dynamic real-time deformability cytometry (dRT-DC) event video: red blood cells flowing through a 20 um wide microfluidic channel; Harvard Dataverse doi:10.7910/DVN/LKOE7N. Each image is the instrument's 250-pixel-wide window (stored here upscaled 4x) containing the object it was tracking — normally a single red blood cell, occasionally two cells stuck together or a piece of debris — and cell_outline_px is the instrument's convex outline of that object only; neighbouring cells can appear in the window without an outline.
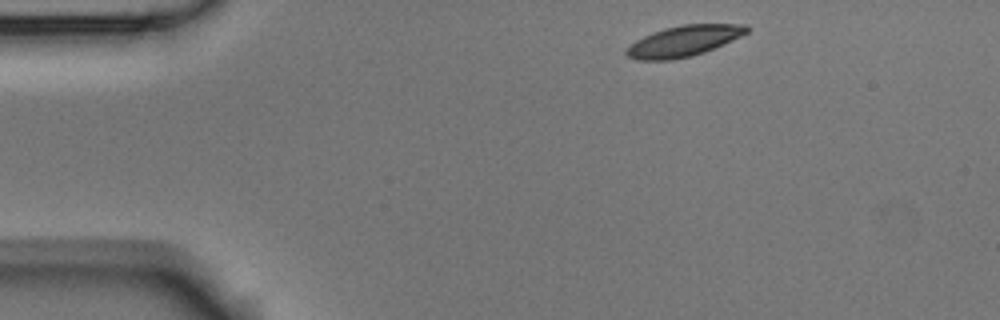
{"species": "Egyptian fruit bat (a non-hibernating species)", "species_latin": "Rousettus aegyptiacus", "temperature_condition": "room temperature", "stored_images_in_passage": 3, "camera_frame_rate_fps": 3000, "um_per_image_px": 0.085, "animal": {"sex": "male"}, "frame": {"image": 1, "passage_image": 1, "time_ms": 0.0, "image_size_px": [1000, 320], "cell_outline_px": [[748, 32], [740, 36], [704, 52], [692, 56], [672, 60], [636, 60], [628, 56], [624, 52], [624, 48], [636, 40], [652, 32], [664, 28], [680, 24], [748, 24]], "centroid_in_image_um": [58.06, 3.48], "position_along_channel_um": 26.9, "area_um2": 21.62}}